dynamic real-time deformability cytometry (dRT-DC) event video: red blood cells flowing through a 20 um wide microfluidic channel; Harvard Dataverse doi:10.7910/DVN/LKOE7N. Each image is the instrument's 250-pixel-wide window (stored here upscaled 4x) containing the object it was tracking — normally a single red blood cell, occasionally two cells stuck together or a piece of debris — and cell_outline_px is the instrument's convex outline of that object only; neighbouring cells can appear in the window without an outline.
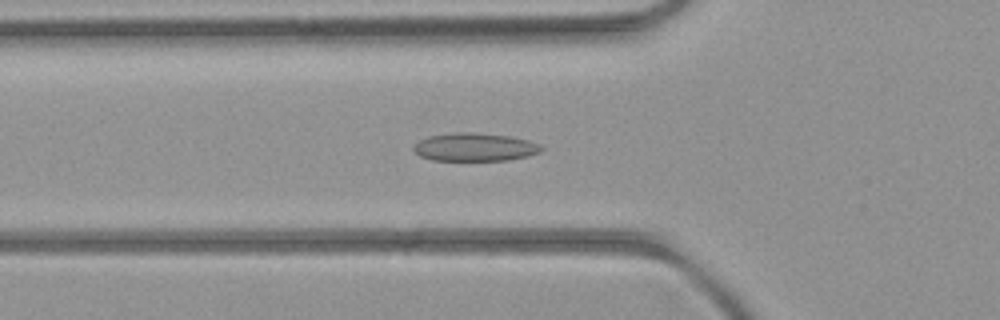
{"species": "common noctule bat (a hibernating species)", "species_latin": "Nyctalus noctula", "temperature_condition": "room temperature", "stored_images_in_passage": 52, "camera_frame_rate_fps": 3000, "um_per_image_px": 0.085, "animal": {"sex": "female", "body_mass_g": 21.9}, "frame": {"image": 1, "passage_image": 18, "time_ms": 5.667, "image_size_px": [1000, 320], "cell_outline_px": [[544, 148], [540, 152], [528, 156], [508, 160], [432, 160], [420, 156], [412, 148], [420, 140], [428, 136], [456, 132], [476, 132], [508, 136], [528, 140], [540, 144]], "centroid_in_image_um": [40.37, 12.5], "position_along_channel_um": 85.4, "area_um2": 20.92}}
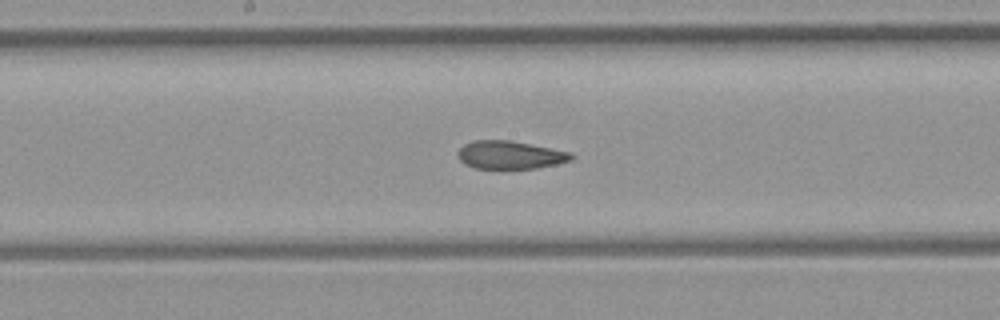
{"frame": {"image": 2, "passage_image": 27, "time_ms": 8.667, "image_size_px": [1000, 320], "cell_outline_px": [[576, 156], [572, 160], [556, 164], [536, 168], [476, 168], [464, 164], [460, 160], [456, 152], [464, 144], [472, 140], [508, 140], [572, 152]], "centroid_in_image_um": [43.36, 13.16], "position_along_channel_um": 204.8, "area_um2": 18.55}}
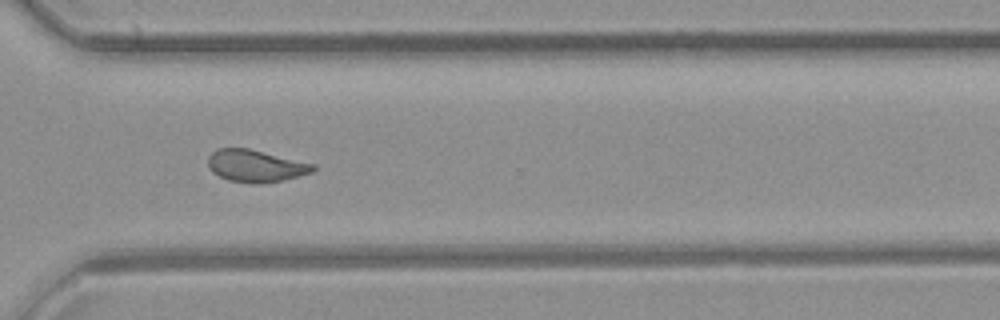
{"frame": {"image": 3, "passage_image": 38, "time_ms": 12.333, "image_size_px": [1000, 320], "cell_outline_px": [[316, 168], [312, 172], [280, 180], [256, 184], [252, 184], [228, 180], [212, 172], [208, 168], [208, 156], [216, 148], [248, 148], [316, 164]], "centroid_in_image_um": [21.69, 14.09], "position_along_channel_um": 348.9, "area_um2": 19.65}, "authors_computed_cell_mechanics": {"area_um2": 20.519, "velocity_mm_per_s": 3.9431, "shape_relaxation_time_tau1_ms": null, "shape_relaxation_time_tau2_ms": 2.4307, "deformation_change_tau1": null, "deformation_change_tau2": 0.0817}}